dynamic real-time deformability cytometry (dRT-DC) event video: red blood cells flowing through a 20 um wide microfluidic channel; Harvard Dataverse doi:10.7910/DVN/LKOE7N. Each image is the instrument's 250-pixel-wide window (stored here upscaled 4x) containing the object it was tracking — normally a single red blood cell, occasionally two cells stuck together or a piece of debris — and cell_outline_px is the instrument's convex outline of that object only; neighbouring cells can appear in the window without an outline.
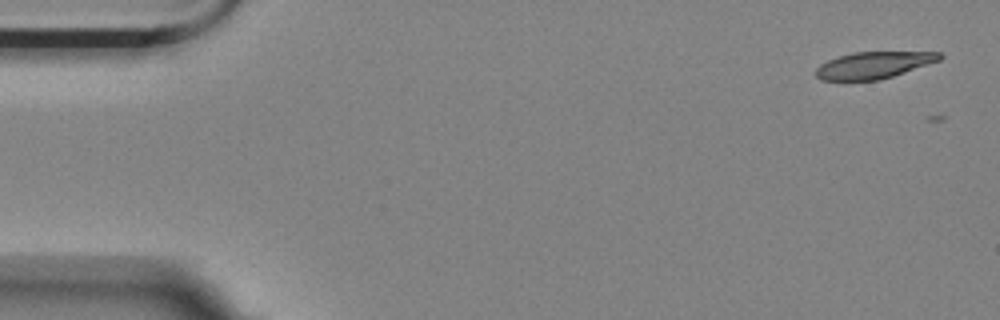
{"species": "Egyptian fruit bat (a non-hibernating species)", "species_latin": "Rousettus aegyptiacus", "temperature_condition": "room temperature", "stored_images_in_passage": 4, "camera_frame_rate_fps": 3000, "um_per_image_px": 0.085, "animal": {"sex": "female"}, "frame": {"image": 1, "passage_image": 2, "time_ms": 0.333, "image_size_px": [1000, 320], "cell_outline_px": [[944, 56], [940, 60], [880, 80], [820, 80], [816, 76], [816, 68], [820, 64], [828, 60], [852, 52], [940, 52]], "centroid_in_image_um": [74.25, 5.53], "position_along_channel_um": 10.8, "area_um2": 19.13}}